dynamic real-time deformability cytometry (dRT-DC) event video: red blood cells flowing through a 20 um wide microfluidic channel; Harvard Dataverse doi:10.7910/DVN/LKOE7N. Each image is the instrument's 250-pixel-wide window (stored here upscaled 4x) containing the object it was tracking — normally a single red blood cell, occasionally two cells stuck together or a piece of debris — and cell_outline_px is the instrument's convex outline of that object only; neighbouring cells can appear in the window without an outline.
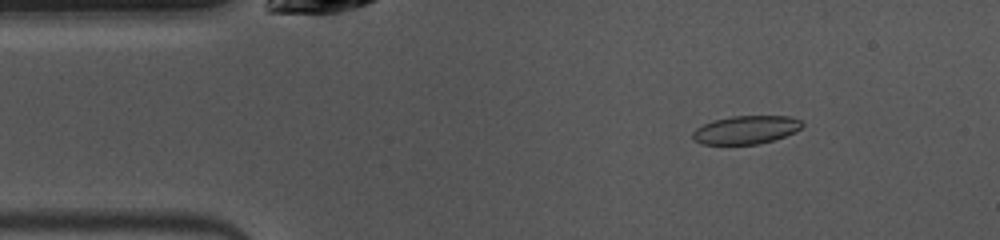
{"species": "common noctule bat (a hibernating species)", "species_latin": "Nyctalus noctula", "temperature_condition": "warm", "stored_images_in_passage": 48, "camera_frame_rate_fps": 3000, "um_per_image_px": 0.085, "animal": {"sex": "female", "body_mass_g": 10.0, "forearm_length_mm": 53.1}, "frame": {"image": 1, "passage_image": 6, "time_ms": 1.667, "image_size_px": [1000, 240], "cell_outline_px": [[804, 124], [796, 132], [776, 140], [756, 144], [700, 144], [692, 136], [692, 132], [696, 128], [712, 120], [732, 116], [788, 116], [800, 120]], "centroid_in_image_um": [63.42, 11.03], "position_along_channel_um": 21.6, "area_um2": 18.09}}
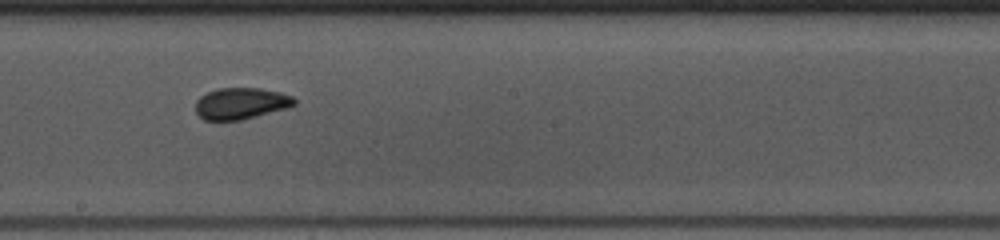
{"frame": {"image": 2, "passage_image": 25, "time_ms": 8.0, "image_size_px": [1000, 240], "cell_outline_px": [[296, 104], [288, 108], [240, 120], [204, 120], [196, 112], [196, 100], [200, 96], [216, 88], [260, 88], [280, 92], [292, 96], [296, 100]], "centroid_in_image_um": [20.48, 8.78], "position_along_channel_um": 227.7, "area_um2": 18.15}}
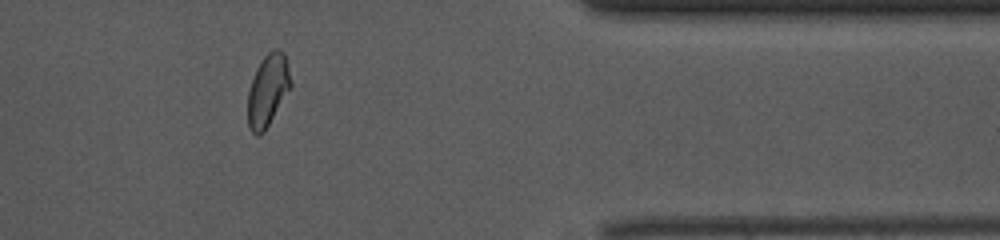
{"frame": {"image": 3, "passage_image": 39, "time_ms": 12.667, "image_size_px": [1000, 240], "cell_outline_px": [[292, 84], [264, 132], [260, 136], [256, 136], [248, 128], [248, 92], [256, 68], [264, 56], [272, 48], [276, 48], [284, 52]], "centroid_in_image_um": [22.75, 7.67], "position_along_channel_um": 388.7, "area_um2": 17.86}, "authors_computed_cell_mechanics": {"area_um2": 18.207, "velocity_mm_per_s": 3.987, "shape_relaxation_time_tau1_ms": null, "shape_relaxation_time_tau2_ms": 1.7632, "deformation_change_tau1": null, "deformation_change_tau2": 0.0705}}